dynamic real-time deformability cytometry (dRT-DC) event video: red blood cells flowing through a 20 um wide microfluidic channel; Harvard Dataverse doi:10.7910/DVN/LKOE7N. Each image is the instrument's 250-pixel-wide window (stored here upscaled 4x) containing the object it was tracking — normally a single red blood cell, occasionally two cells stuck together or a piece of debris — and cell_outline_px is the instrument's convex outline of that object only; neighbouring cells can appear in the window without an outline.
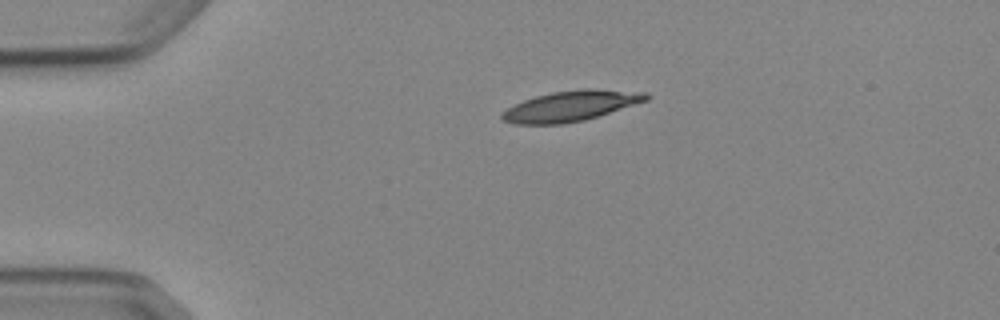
{"species": "Egyptian fruit bat (a non-hibernating species)", "species_latin": "Rousettus aegyptiacus", "temperature_condition": "cold", "stored_images_in_passage": 2, "camera_frame_rate_fps": 3000, "um_per_image_px": 0.085, "animal": {"sex": "female"}, "frame": {"image": 1, "passage_image": 1, "time_ms": 0.0, "image_size_px": [1000, 320], "cell_outline_px": [[652, 96], [648, 100], [584, 120], [564, 124], [516, 124], [504, 120], [500, 116], [500, 112], [524, 100], [536, 96], [552, 92], [580, 88], [596, 88], [648, 92]], "centroid_in_image_um": [48.56, 8.99], "position_along_channel_um": 36.4, "area_um2": 25.66}}